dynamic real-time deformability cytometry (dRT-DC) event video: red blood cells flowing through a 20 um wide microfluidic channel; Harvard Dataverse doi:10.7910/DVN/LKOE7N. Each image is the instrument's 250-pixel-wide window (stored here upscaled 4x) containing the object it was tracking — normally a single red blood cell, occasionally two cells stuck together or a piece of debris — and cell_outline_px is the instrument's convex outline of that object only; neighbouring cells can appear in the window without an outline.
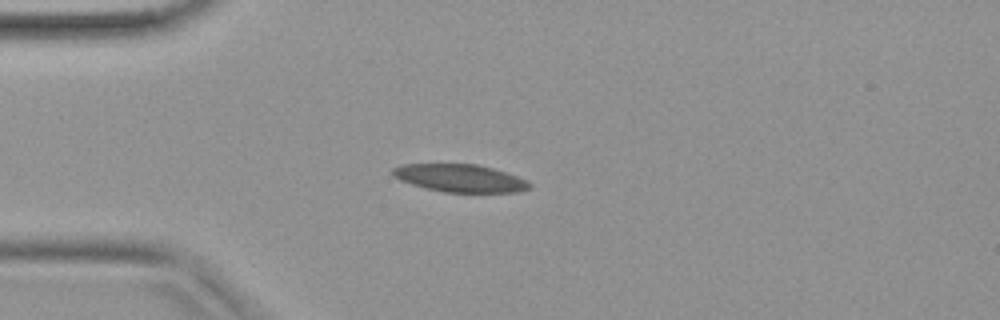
{"species": "common noctule bat (a hibernating species)", "species_latin": "Nyctalus noctula", "temperature_condition": "warm", "stored_images_in_passage": 32, "camera_frame_rate_fps": 3000, "um_per_image_px": 0.085, "animal": {"sex": "female", "body_mass_g": 19.9}, "frame": {"image": 1, "passage_image": 1, "time_ms": 0.0, "image_size_px": [1000, 320], "cell_outline_px": [[532, 184], [528, 188], [520, 192], [444, 192], [412, 184], [400, 180], [392, 176], [392, 168], [400, 164], [476, 164], [492, 168], [528, 180]], "centroid_in_image_um": [39.08, 15.14], "position_along_channel_um": 45.9, "area_um2": 21.96}}
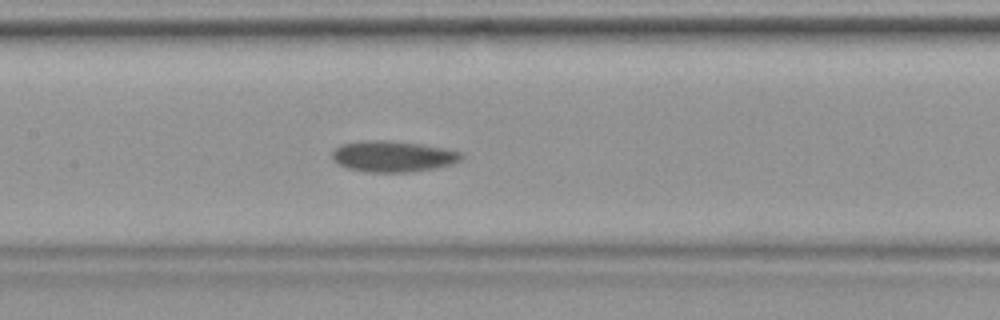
{"frame": {"image": 2, "passage_image": 10, "time_ms": 3.0, "image_size_px": [1000, 320], "cell_outline_px": [[464, 156], [460, 160], [452, 164], [432, 168], [408, 172], [364, 172], [348, 168], [332, 160], [332, 152], [340, 144], [360, 140], [388, 140], [424, 144], [444, 148], [460, 152]], "centroid_in_image_um": [33.37, 13.28], "position_along_channel_um": 174.0, "area_um2": 23.47}}